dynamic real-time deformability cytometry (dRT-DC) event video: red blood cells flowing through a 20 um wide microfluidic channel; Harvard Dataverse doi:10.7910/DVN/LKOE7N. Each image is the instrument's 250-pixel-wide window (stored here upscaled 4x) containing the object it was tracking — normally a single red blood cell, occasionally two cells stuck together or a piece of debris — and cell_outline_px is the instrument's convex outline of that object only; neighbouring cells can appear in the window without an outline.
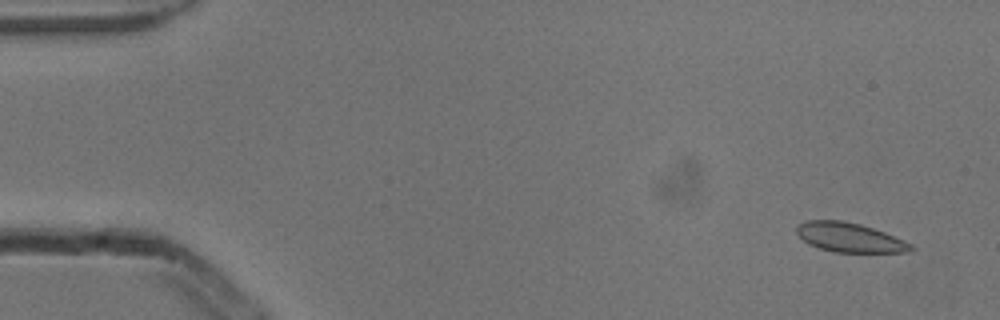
{"species": "common noctule bat (a hibernating species)", "species_latin": "Nyctalus noctula", "temperature_condition": "cold", "stored_images_in_passage": 4, "camera_frame_rate_fps": 3000, "um_per_image_px": 0.085, "animal": {"sex": "male", "body_mass_g": 13.3}, "frame": {"image": 1, "passage_image": 1, "time_ms": 0.0, "image_size_px": [1000, 320], "cell_outline_px": [[916, 248], [912, 252], [836, 252], [820, 248], [808, 244], [796, 232], [796, 224], [808, 220], [844, 220], [860, 224], [884, 232], [904, 240], [912, 244]], "centroid_in_image_um": [72.23, 20.18], "position_along_channel_um": 12.8, "area_um2": 19.59}}